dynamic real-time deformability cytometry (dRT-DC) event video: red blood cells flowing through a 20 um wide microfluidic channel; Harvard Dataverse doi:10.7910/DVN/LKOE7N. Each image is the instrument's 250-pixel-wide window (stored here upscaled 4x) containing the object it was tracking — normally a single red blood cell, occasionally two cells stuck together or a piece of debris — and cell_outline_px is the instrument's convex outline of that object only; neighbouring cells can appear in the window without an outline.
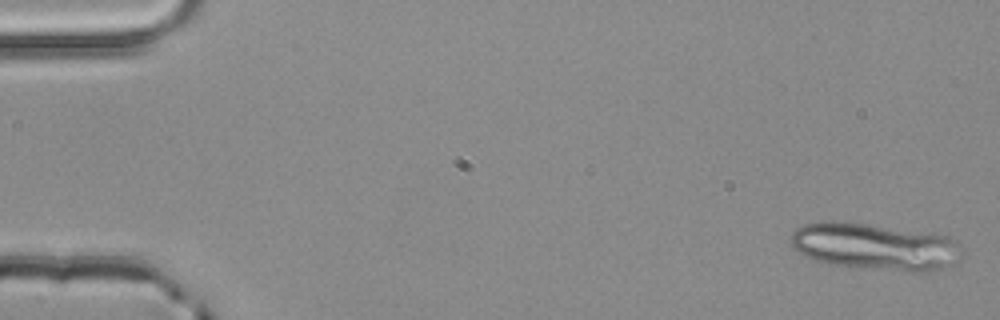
{"species": "common noctule bat (a hibernating species)", "species_latin": "Nyctalus noctula", "temperature_condition": "room temperature", "stored_images_in_passage": 5, "camera_frame_rate_fps": 3000, "um_per_image_px": 0.085, "animal": {"sex": "male", "body_mass_g": 20.4}, "frame": {"image": 1, "passage_image": 1, "time_ms": 0.0, "image_size_px": [1000, 320], "cell_outline_px": [[964, 252], [952, 264], [940, 268], [924, 272], [908, 272], [828, 264], [804, 256], [792, 248], [792, 232], [796, 228], [804, 224], [820, 220], [836, 220], [948, 236], [956, 240], [960, 244]], "centroid_in_image_um": [74.34, 20.96], "position_along_channel_um": 10.7, "area_um2": 46.7}}